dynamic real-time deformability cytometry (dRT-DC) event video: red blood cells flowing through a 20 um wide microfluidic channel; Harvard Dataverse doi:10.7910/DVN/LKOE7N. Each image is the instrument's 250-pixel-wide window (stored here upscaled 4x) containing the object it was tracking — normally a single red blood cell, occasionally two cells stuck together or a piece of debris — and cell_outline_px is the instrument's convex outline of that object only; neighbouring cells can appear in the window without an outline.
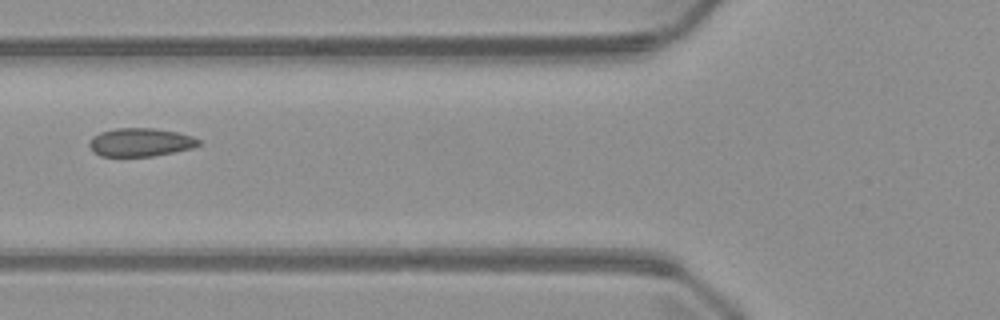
{"species": "common noctule bat (a hibernating species)", "species_latin": "Nyctalus noctula", "temperature_condition": "warm", "stored_images_in_passage": 5, "camera_frame_rate_fps": 3000, "um_per_image_px": 0.085, "animal": {"sex": "male", "body_mass_g": 23.1, "forearm_length_mm": 52.7}, "frame": {"image": 1, "passage_image": 5, "time_ms": 6.0, "image_size_px": [1000, 320], "cell_outline_px": [[204, 144], [192, 148], [152, 156], [100, 156], [92, 152], [88, 144], [92, 136], [100, 132], [116, 128], [152, 128], [176, 132], [192, 136], [200, 140]], "centroid_in_image_um": [11.92, 12.09], "position_along_channel_um": 113.9, "area_um2": 18.15}}